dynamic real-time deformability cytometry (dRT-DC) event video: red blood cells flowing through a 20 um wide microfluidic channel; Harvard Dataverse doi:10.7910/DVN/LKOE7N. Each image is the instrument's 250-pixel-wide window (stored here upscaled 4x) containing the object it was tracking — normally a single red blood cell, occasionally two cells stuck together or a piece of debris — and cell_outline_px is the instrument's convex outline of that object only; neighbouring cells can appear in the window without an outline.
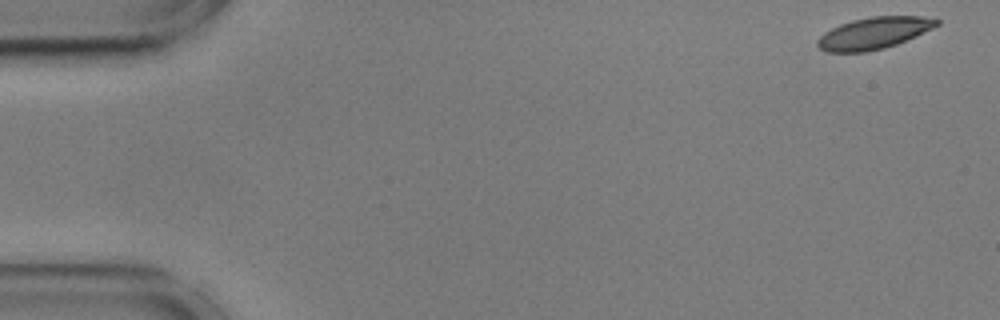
{"species": "common noctule bat (a hibernating species)", "species_latin": "Nyctalus noctula", "temperature_condition": "cold", "stored_images_in_passage": 8, "camera_frame_rate_fps": 3000, "um_per_image_px": 0.085, "animal": {"sex": "male", "body_mass_g": 17.9, "forearm_length_mm": 54.2}, "frame": {"image": 1, "passage_image": 1, "time_ms": 0.0, "image_size_px": [1000, 320], "cell_outline_px": [[940, 24], [916, 36], [896, 44], [884, 48], [864, 52], [828, 52], [820, 48], [816, 44], [816, 40], [824, 32], [840, 24], [852, 20], [872, 16], [920, 16], [940, 20]], "centroid_in_image_um": [74.26, 2.81], "position_along_channel_um": 10.7, "area_um2": 21.96}}